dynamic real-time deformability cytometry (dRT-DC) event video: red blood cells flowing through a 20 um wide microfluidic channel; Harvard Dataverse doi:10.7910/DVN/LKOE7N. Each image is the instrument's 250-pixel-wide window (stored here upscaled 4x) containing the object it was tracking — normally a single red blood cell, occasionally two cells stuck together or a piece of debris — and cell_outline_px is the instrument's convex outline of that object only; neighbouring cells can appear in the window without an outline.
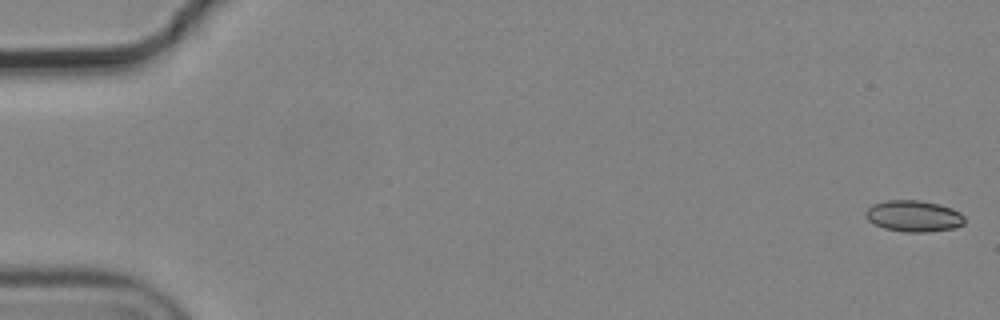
{"species": "common noctule bat (a hibernating species)", "species_latin": "Nyctalus noctula", "temperature_condition": "cold", "stored_images_in_passage": 7, "camera_frame_rate_fps": 3000, "um_per_image_px": 0.085, "animal": {"sex": "male", "body_mass_g": 19.2, "forearm_length_mm": 51.8}, "frame": {"image": 1, "passage_image": 1, "time_ms": 0.0, "image_size_px": [1000, 320], "cell_outline_px": [[964, 224], [952, 228], [928, 232], [904, 232], [884, 228], [868, 220], [864, 212], [872, 204], [884, 200], [920, 200], [940, 204], [952, 208], [960, 212], [964, 216]], "centroid_in_image_um": [77.66, 18.35], "position_along_channel_um": 7.3, "area_um2": 18.15}}
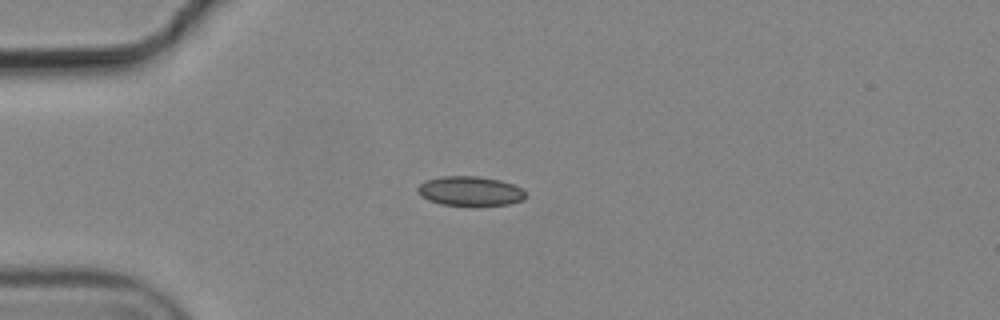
{"frame": {"image": 2, "passage_image": 5, "time_ms": 1.333, "image_size_px": [1000, 320], "cell_outline_px": [[528, 196], [524, 200], [508, 204], [472, 208], [440, 204], [428, 200], [420, 196], [416, 192], [416, 188], [420, 184], [428, 180], [440, 176], [480, 176], [500, 180], [512, 184], [520, 188]], "centroid_in_image_um": [39.95, 16.28], "position_along_channel_um": 45.0, "area_um2": 19.31}}
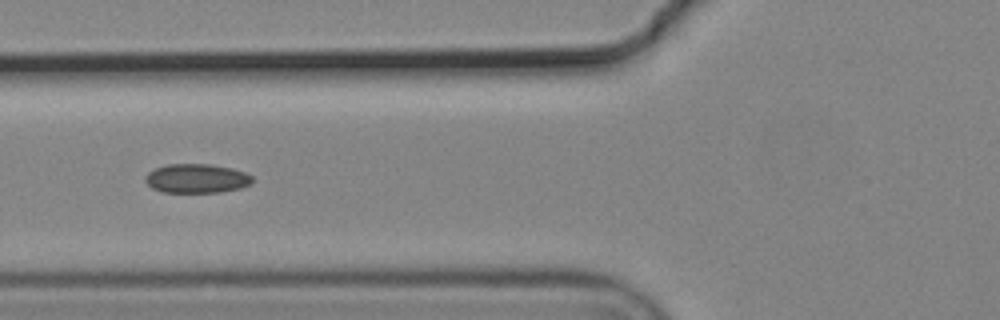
{"frame": {"image": 3, "passage_image": 7, "time_ms": 2.0, "image_size_px": [1000, 320], "cell_outline_px": [[252, 184], [240, 188], [220, 192], [164, 192], [152, 188], [144, 180], [144, 176], [148, 172], [156, 168], [168, 164], [212, 164], [232, 168], [244, 172], [252, 176]], "centroid_in_image_um": [16.71, 15.16], "position_along_channel_um": 109.1, "area_um2": 18.21}}